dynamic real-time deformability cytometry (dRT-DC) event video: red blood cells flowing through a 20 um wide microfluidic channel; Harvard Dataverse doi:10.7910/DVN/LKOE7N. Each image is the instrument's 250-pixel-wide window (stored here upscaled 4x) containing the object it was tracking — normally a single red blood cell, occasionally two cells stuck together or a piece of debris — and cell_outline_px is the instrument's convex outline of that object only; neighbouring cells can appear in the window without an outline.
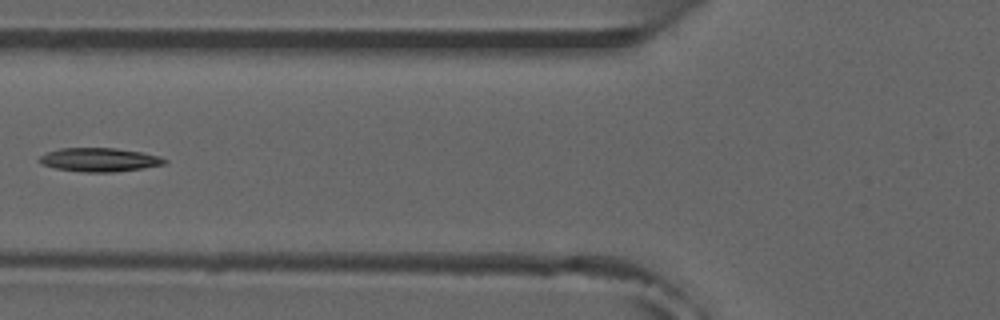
{"species": "common noctule bat (a hibernating species)", "species_latin": "Nyctalus noctula", "temperature_condition": "room temperature", "stored_images_in_passage": 7, "camera_frame_rate_fps": 3000, "um_per_image_px": 0.085, "animal": {"sex": "male", "forearm_length_mm": 52.5}, "frame": {"image": 1, "passage_image": 5, "time_ms": 5.667, "image_size_px": [1000, 320], "cell_outline_px": [[168, 160], [164, 164], [144, 168], [112, 172], [84, 172], [56, 168], [40, 164], [36, 160], [40, 156], [48, 152], [60, 148], [116, 148], [140, 152], [160, 156]], "centroid_in_image_um": [8.43, 13.58], "position_along_channel_um": 117.4, "area_um2": 17.28}}
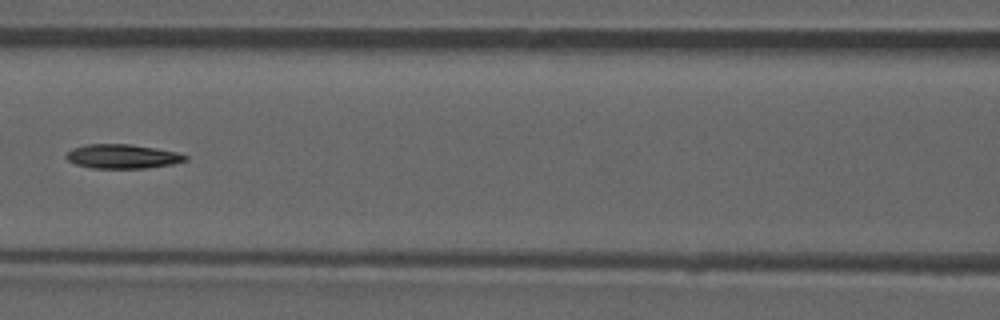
{"frame": {"image": 2, "passage_image": 6, "time_ms": 6.667, "image_size_px": [1000, 320], "cell_outline_px": [[188, 160], [172, 164], [148, 168], [92, 168], [76, 164], [68, 160], [64, 156], [72, 148], [84, 144], [128, 144], [176, 152], [188, 156]], "centroid_in_image_um": [10.38, 13.3], "position_along_channel_um": 156.2, "area_um2": 16.7}}